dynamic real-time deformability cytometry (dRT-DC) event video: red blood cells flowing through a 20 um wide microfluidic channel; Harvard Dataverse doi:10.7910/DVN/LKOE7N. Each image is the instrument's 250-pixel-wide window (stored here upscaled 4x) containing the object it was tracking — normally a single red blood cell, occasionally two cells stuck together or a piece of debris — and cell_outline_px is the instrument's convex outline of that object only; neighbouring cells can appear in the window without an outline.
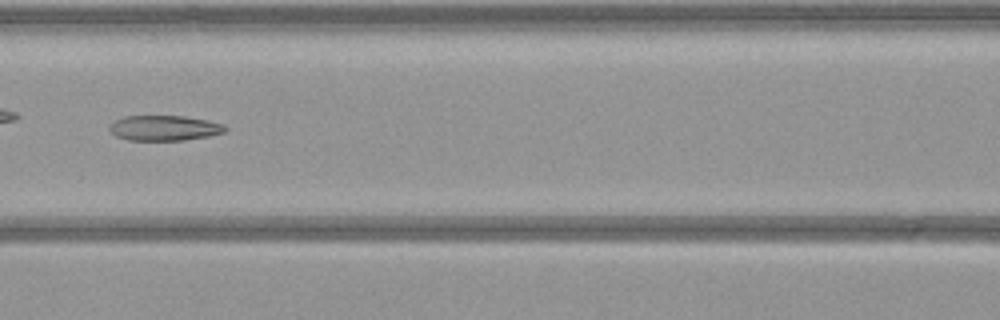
{"species": "common noctule bat (a hibernating species)", "species_latin": "Nyctalus noctula", "temperature_condition": "warm", "stored_images_in_passage": 51, "camera_frame_rate_fps": 3000, "um_per_image_px": 0.085, "animal": {"sex": "female", "body_mass_g": 21.9}, "frame": {"image": 1, "passage_image": 22, "time_ms": 7.0, "image_size_px": [1000, 320], "cell_outline_px": [[228, 128], [224, 132], [208, 136], [184, 140], [128, 140], [116, 136], [108, 128], [108, 124], [124, 116], [184, 116], [208, 120], [224, 124]], "centroid_in_image_um": [13.96, 10.87], "position_along_channel_um": 152.6, "area_um2": 17.05}}